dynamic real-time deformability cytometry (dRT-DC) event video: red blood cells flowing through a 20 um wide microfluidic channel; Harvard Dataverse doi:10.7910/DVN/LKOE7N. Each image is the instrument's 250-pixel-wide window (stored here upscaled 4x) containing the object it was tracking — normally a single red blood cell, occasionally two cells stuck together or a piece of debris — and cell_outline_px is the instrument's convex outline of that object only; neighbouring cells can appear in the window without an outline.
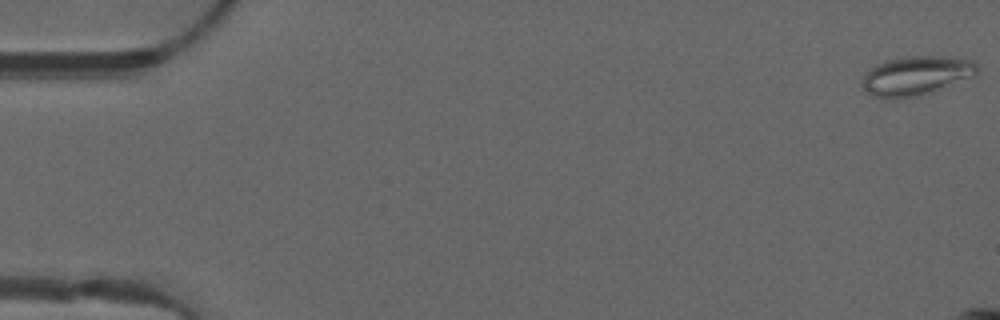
{"species": "common noctule bat (a hibernating species)", "species_latin": "Nyctalus noctula", "temperature_condition": "warm", "stored_images_in_passage": 5, "camera_frame_rate_fps": 3000, "um_per_image_px": 0.085, "animal": {"sex": "male", "forearm_length_mm": 52.5}, "frame": {"image": 1, "passage_image": 1, "time_ms": 0.0, "image_size_px": [1000, 320], "cell_outline_px": [[980, 68], [976, 72], [916, 96], [872, 96], [860, 84], [868, 68], [876, 64], [888, 60], [904, 56], [940, 56], [972, 60]], "centroid_in_image_um": [77.76, 6.37], "position_along_channel_um": 7.2, "area_um2": 24.8}}